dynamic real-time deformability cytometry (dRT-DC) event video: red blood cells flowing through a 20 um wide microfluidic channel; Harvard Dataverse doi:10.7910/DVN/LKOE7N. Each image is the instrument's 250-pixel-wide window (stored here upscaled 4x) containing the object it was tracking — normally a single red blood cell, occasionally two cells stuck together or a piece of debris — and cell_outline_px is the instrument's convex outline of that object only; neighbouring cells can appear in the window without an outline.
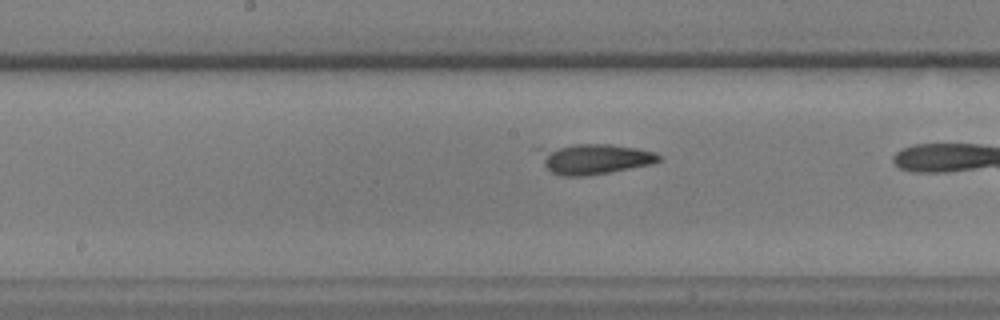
{"species": "common noctule bat (a hibernating species)", "species_latin": "Nyctalus noctula", "temperature_condition": "warm", "stored_images_in_passage": 28, "camera_frame_rate_fps": 3000, "um_per_image_px": 0.085, "animal": {"sex": "male", "body_mass_g": 17.9, "forearm_length_mm": 54.2}, "frame": {"image": 1, "passage_image": 13, "time_ms": 4.0, "image_size_px": [1000, 320], "cell_outline_px": [[664, 156], [660, 160], [652, 164], [608, 172], [584, 176], [560, 176], [552, 172], [544, 164], [532, 148], [572, 144], [608, 144], [636, 148], [656, 152]], "centroid_in_image_um": [50.44, 13.48], "position_along_channel_um": 197.8, "area_um2": 21.56}}